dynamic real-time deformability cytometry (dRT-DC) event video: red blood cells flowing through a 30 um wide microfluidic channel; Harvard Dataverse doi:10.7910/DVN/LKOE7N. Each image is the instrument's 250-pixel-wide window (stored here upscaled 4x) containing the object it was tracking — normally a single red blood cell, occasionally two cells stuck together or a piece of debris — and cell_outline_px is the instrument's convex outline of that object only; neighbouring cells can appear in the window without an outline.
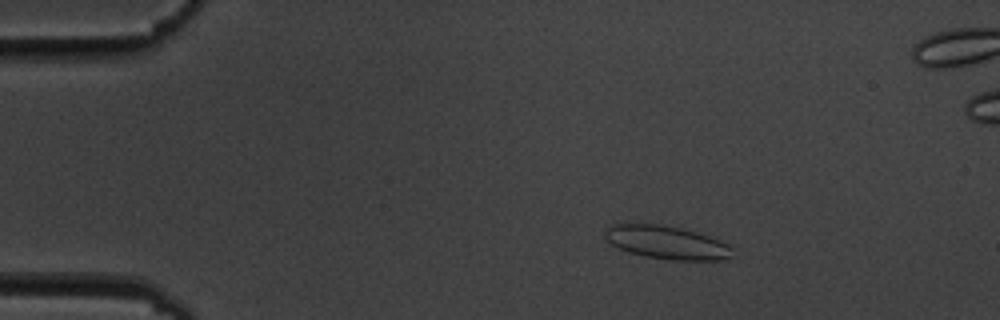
{"species": "common noctule bat (a hibernating species)", "species_latin": "Nyctalus noctula", "temperature_condition": "cold", "stored_images_in_passage": 16, "segment_of_instrument_passage": [1, 2], "camera_frame_rate_fps": 3000, "um_per_image_px": 0.085, "animal": {"sex": "male", "body_mass_g": 19.5, "forearm_length_mm": 54.6}, "frame": {"image": 1, "passage_image": 3, "time_ms": 2.333, "image_size_px": [1000, 320], "cell_outline_px": [[732, 256], [724, 260], [672, 260], [644, 256], [628, 252], [612, 244], [604, 236], [604, 232], [608, 224], [628, 220], [660, 224], [680, 228], [696, 232], [720, 240], [728, 244], [732, 248]], "centroid_in_image_um": [56.58, 20.56], "position_along_channel_um": 28.4, "area_um2": 25.43}}
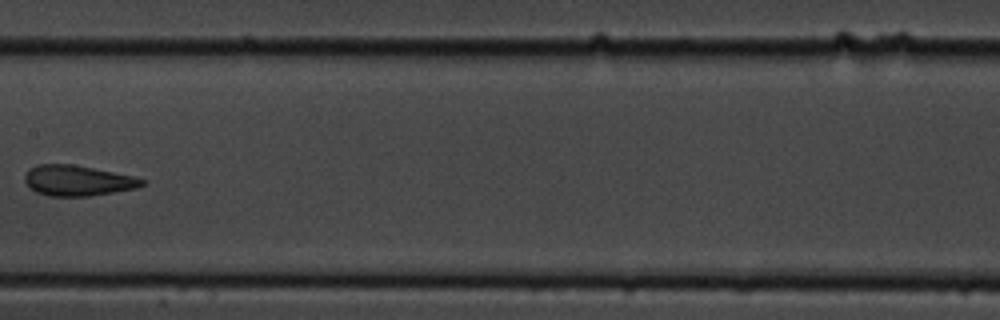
{"frame": {"image": 2, "passage_image": 8, "time_ms": 9.0, "image_size_px": [1000, 320], "cell_outline_px": [[144, 184], [136, 188], [88, 196], [48, 196], [36, 192], [24, 180], [24, 176], [28, 168], [36, 164], [72, 164], [132, 176], [144, 180]], "centroid_in_image_um": [6.54, 15.34], "position_along_channel_um": 200.9, "area_um2": 20.58}}
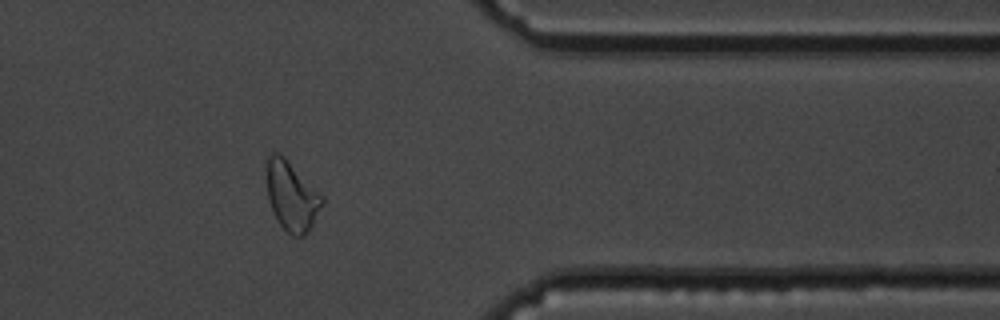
{"frame": {"image": 3, "passage_image": 13, "time_ms": 14.667, "image_size_px": [1000, 320], "cell_outline_px": [[324, 204], [312, 228], [304, 236], [292, 236], [280, 224], [268, 200], [264, 160], [268, 152], [276, 152], [284, 156], [324, 196]], "centroid_in_image_um": [24.78, 16.62], "position_along_channel_um": 386.6, "area_um2": 23.06}}